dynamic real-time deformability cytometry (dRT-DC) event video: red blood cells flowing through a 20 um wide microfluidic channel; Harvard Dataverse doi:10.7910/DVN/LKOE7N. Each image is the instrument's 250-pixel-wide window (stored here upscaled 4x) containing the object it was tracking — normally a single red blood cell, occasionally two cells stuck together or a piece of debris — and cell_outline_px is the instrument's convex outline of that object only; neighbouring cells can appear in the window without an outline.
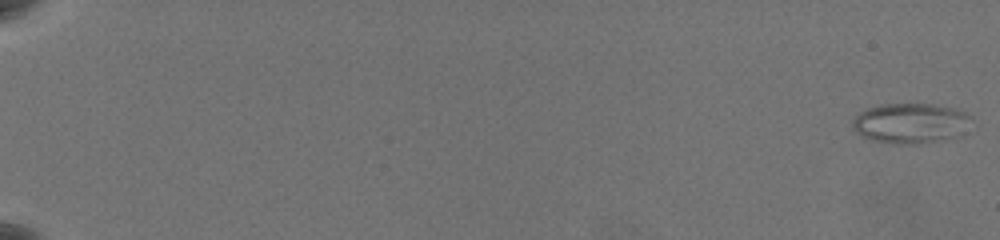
{"species": "common noctule bat (a hibernating species)", "species_latin": "Nyctalus noctula", "temperature_condition": "warm", "stored_images_in_passage": 62, "camera_frame_rate_fps": 3000, "um_per_image_px": 0.085, "animal": {"sex": "female", "body_mass_g": 19.5, "forearm_length_mm": 54.1}, "frame": {"image": 1, "passage_image": 1, "time_ms": 0.0, "image_size_px": [1000, 240], "cell_outline_px": [[972, 116], [964, 136], [952, 140], [920, 144], [904, 144], [868, 140], [860, 136], [852, 128], [852, 120], [860, 112], [868, 108], [880, 104], [932, 104], [952, 108], [964, 112]], "centroid_in_image_um": [77.44, 10.51], "position_along_channel_um": 7.6, "area_um2": 28.5}}
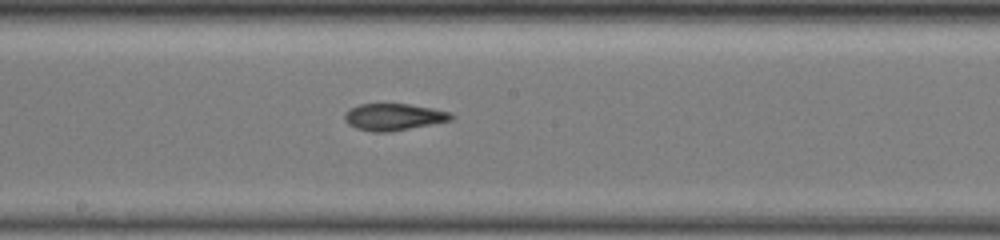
{"frame": {"image": 2, "passage_image": 38, "time_ms": 12.333, "image_size_px": [1000, 240], "cell_outline_px": [[456, 116], [452, 120], [388, 132], [372, 132], [356, 128], [348, 124], [344, 120], [344, 112], [348, 108], [360, 104], [408, 104], [432, 108], [452, 112]], "centroid_in_image_um": [33.45, 9.93], "position_along_channel_um": 214.8, "area_um2": 16.76}}
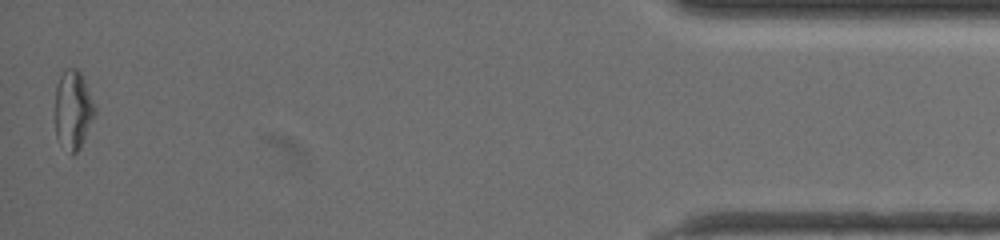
{"frame": {"image": 3, "passage_image": 62, "time_ms": 20.333, "image_size_px": [1000, 240], "cell_outline_px": [[96, 112], [80, 148], [72, 156], [56, 136], [56, 84], [64, 68], [76, 68], [80, 72], [84, 80], [96, 108]], "centroid_in_image_um": [6.21, 9.32], "position_along_channel_um": 429.0, "area_um2": 18.03}, "authors_computed_cell_mechanics": {"area_um2": 17.6579, "velocity_mm_per_s": 3.5776, "shape_relaxation_time_tau1_ms": null, "shape_relaxation_time_tau2_ms": 2.1163, "deformation_change_tau1": null, "deformation_change_tau2": 0.0988}}